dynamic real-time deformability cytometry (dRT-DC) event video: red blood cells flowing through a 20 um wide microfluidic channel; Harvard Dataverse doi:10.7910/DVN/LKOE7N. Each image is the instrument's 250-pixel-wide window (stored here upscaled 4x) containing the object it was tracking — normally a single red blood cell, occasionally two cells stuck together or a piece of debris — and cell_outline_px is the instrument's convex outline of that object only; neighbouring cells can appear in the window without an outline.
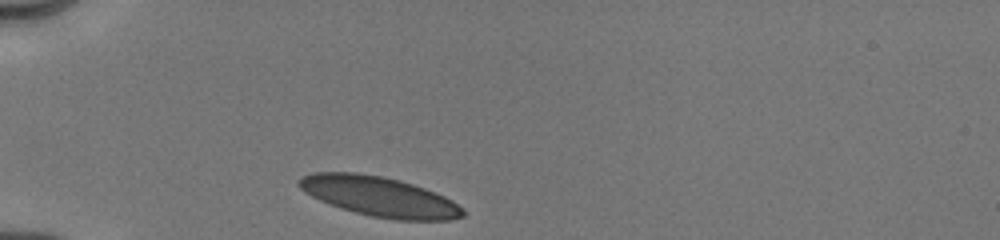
{"species": "human", "species_latin": "Homo sapiens", "temperature_condition": "cold", "stored_images_in_passage": 33, "camera_frame_rate_fps": 3000, "um_per_image_px": 0.085, "donor": {"sex": "male"}, "frame": {"image": 1, "passage_image": 1, "time_ms": 0.0, "image_size_px": [1000, 240], "cell_outline_px": [[464, 216], [452, 220], [396, 220], [372, 216], [356, 212], [320, 200], [304, 192], [296, 184], [296, 180], [300, 176], [312, 172], [356, 172], [384, 176], [400, 180], [436, 192], [452, 200], [464, 212]], "centroid_in_image_um": [32.21, 16.68], "position_along_channel_um": 52.8, "area_um2": 37.97}}
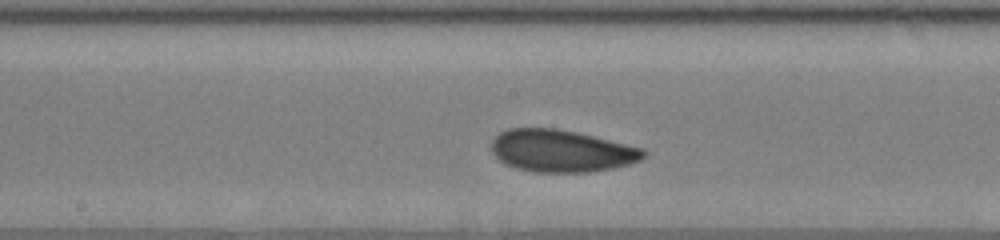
{"frame": {"image": 2, "passage_image": 19, "time_ms": 4.333, "image_size_px": [1000, 240], "cell_outline_px": [[648, 156], [640, 160], [628, 164], [612, 168], [588, 172], [536, 172], [516, 168], [504, 164], [492, 152], [492, 140], [500, 132], [508, 128], [556, 128], [576, 132], [644, 148], [648, 152]], "centroid_in_image_um": [47.73, 12.82], "position_along_channel_um": 200.5, "area_um2": 37.45}}
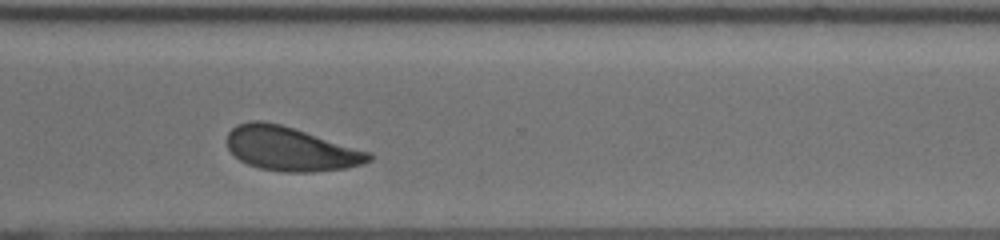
{"frame": {"image": 3, "passage_image": 32, "time_ms": 8.0, "image_size_px": [1000, 240], "cell_outline_px": [[372, 160], [364, 164], [344, 168], [312, 172], [284, 172], [260, 168], [248, 164], [240, 160], [228, 148], [228, 132], [236, 124], [252, 120], [260, 120], [280, 124], [372, 152]], "centroid_in_image_um": [24.72, 12.65], "position_along_channel_um": 345.9, "area_um2": 36.24}}